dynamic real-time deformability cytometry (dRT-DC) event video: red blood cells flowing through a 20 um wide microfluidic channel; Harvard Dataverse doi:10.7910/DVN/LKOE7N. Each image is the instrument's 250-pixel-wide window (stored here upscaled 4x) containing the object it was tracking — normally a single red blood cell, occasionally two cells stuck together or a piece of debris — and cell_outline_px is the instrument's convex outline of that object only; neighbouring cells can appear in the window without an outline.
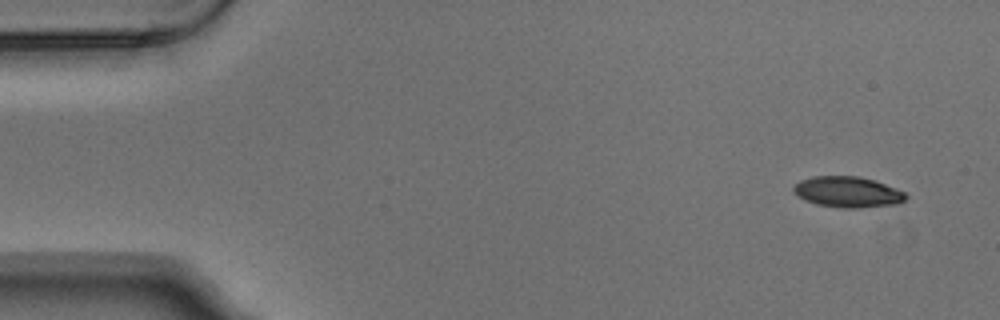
{"species": "Egyptian fruit bat (a non-hibernating species)", "species_latin": "Rousettus aegyptiacus", "temperature_condition": "warm", "stored_images_in_passage": 5, "camera_frame_rate_fps": 3000, "um_per_image_px": 0.085, "animal": {"sex": "male"}, "frame": {"image": 1, "passage_image": 1, "time_ms": 0.0, "image_size_px": [1000, 320], "cell_outline_px": [[908, 196], [900, 204], [856, 208], [840, 208], [816, 204], [804, 200], [792, 192], [792, 188], [800, 180], [812, 176], [860, 176], [876, 180], [896, 188], [904, 192]], "centroid_in_image_um": [72.05, 16.32], "position_along_channel_um": 12.9, "area_um2": 20.46}}
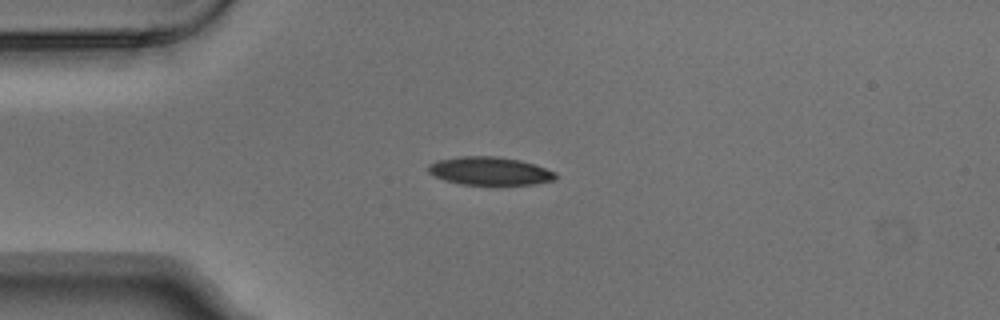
{"frame": {"image": 2, "passage_image": 4, "time_ms": 1.0, "image_size_px": [1000, 320], "cell_outline_px": [[556, 180], [536, 184], [460, 184], [444, 180], [432, 176], [428, 172], [428, 164], [436, 160], [460, 156], [496, 156], [520, 160], [536, 164], [556, 172]], "centroid_in_image_um": [41.62, 14.53], "position_along_channel_um": 43.4, "area_um2": 21.1}}